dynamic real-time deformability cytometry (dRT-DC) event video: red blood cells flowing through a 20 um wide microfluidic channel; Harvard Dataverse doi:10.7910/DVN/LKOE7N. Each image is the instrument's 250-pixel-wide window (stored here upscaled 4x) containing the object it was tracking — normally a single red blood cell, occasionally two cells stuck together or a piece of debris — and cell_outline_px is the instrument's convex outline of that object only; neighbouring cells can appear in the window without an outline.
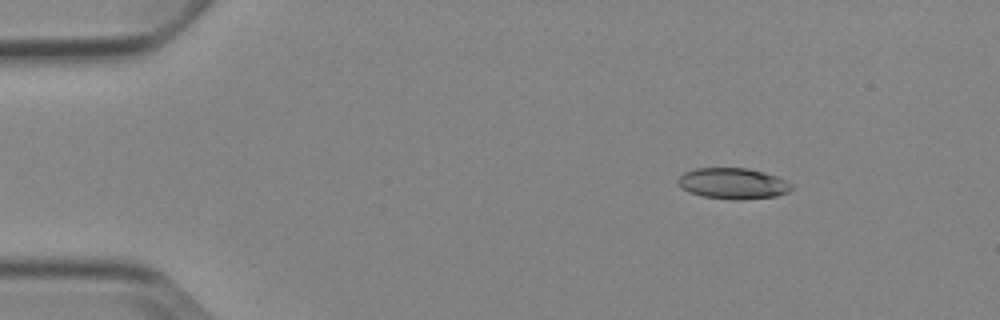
{"species": "Egyptian fruit bat (a non-hibernating species)", "species_latin": "Rousettus aegyptiacus", "temperature_condition": "cold", "stored_images_in_passage": 6, "camera_frame_rate_fps": 3000, "um_per_image_px": 0.085, "animal": {"sex": "female"}, "frame": {"image": 1, "passage_image": 3, "time_ms": 2.333, "image_size_px": [1000, 320], "cell_outline_px": [[792, 188], [788, 192], [776, 196], [740, 200], [732, 200], [704, 196], [688, 192], [680, 188], [676, 180], [684, 172], [696, 168], [748, 168], [764, 172], [776, 176], [792, 184]], "centroid_in_image_um": [62.27, 15.6], "position_along_channel_um": 22.7, "area_um2": 20.58}}
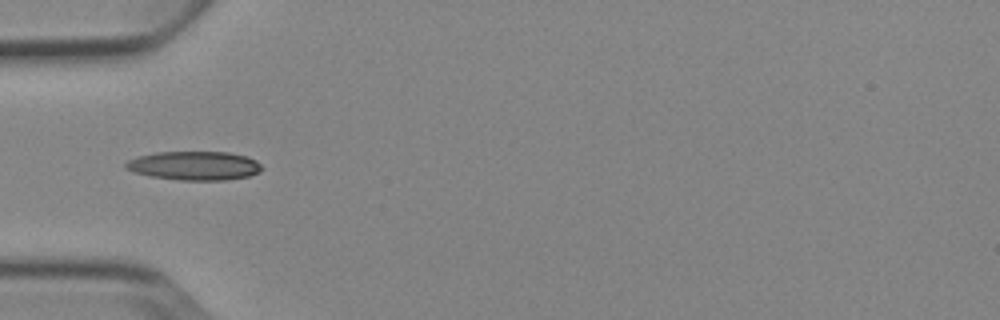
{"frame": {"image": 2, "passage_image": 6, "time_ms": 5.667, "image_size_px": [1000, 320], "cell_outline_px": [[264, 168], [260, 172], [248, 176], [224, 180], [180, 180], [152, 176], [132, 172], [124, 168], [124, 164], [128, 160], [140, 156], [156, 152], [228, 152], [248, 156], [256, 160]], "centroid_in_image_um": [16.54, 14.08], "position_along_channel_um": 68.5, "area_um2": 22.95}}